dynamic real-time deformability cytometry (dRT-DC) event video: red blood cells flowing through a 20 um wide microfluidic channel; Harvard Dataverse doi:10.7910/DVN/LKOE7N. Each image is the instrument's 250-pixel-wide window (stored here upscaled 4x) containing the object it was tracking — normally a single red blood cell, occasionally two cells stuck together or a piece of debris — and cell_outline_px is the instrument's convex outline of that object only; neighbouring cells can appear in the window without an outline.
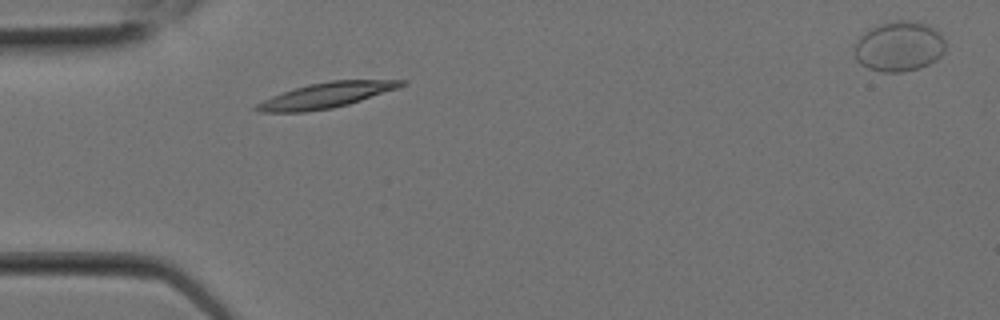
{"species": "Egyptian fruit bat (a non-hibernating species)", "species_latin": "Rousettus aegyptiacus", "temperature_condition": "room temperature", "stored_images_in_passage": 2, "segment_of_instrument_passage": [1, 2], "camera_frame_rate_fps": 3000, "um_per_image_px": 0.085, "animal": {"sex": "female"}, "frame": {"image": 1, "passage_image": 1, "time_ms": 0.0, "image_size_px": [1000, 320], "cell_outline_px": [[408, 84], [348, 104], [332, 108], [304, 112], [260, 112], [252, 108], [256, 104], [272, 96], [308, 84], [332, 80], [408, 80]], "centroid_in_image_um": [27.71, 8.1], "position_along_channel_um": 57.3, "area_um2": 21.04}}